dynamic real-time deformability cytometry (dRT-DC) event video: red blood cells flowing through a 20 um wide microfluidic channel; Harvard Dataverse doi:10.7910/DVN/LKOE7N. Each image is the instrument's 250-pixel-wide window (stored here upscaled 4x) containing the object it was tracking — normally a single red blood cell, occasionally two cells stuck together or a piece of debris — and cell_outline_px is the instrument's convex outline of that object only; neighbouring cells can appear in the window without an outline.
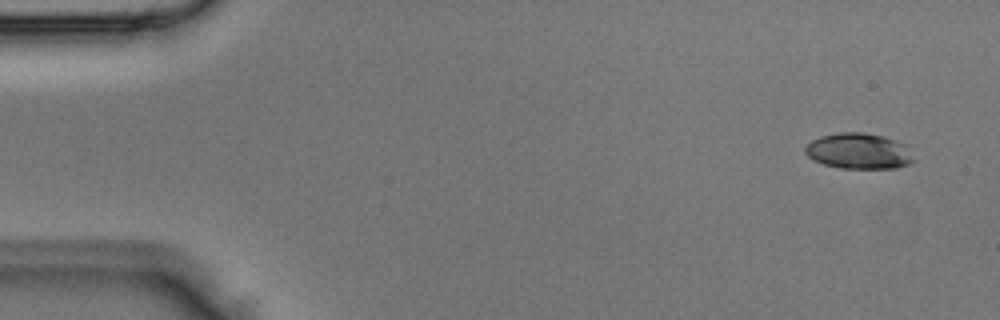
{"species": "Egyptian fruit bat (a non-hibernating species)", "species_latin": "Rousettus aegyptiacus", "temperature_condition": "room temperature", "stored_images_in_passage": 5, "camera_frame_rate_fps": 3000, "um_per_image_px": 0.085, "animal": {"sex": "male"}, "frame": {"image": 1, "passage_image": 1, "time_ms": 0.0, "image_size_px": [1000, 320], "cell_outline_px": [[916, 160], [908, 164], [896, 168], [840, 168], [824, 164], [812, 160], [804, 152], [804, 148], [812, 140], [820, 136], [840, 132], [864, 132], [884, 136], [896, 140], [904, 144]], "centroid_in_image_um": [72.98, 12.84], "position_along_channel_um": 12.0, "area_um2": 22.72}}
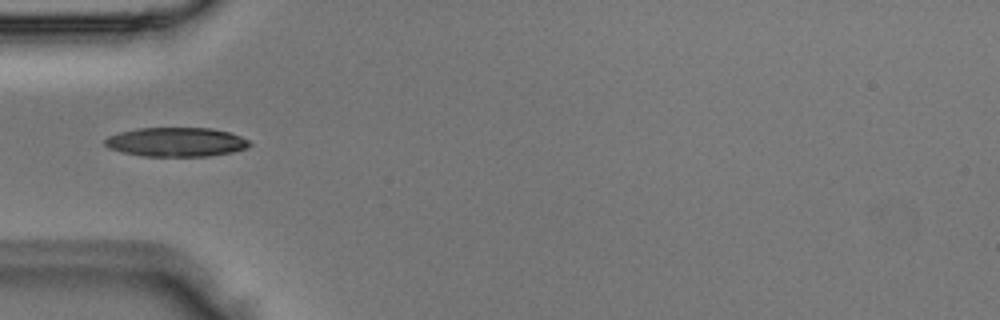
{"frame": {"image": 2, "passage_image": 4, "time_ms": 1.0, "image_size_px": [1000, 320], "cell_outline_px": [[252, 144], [248, 148], [232, 152], [208, 156], [144, 156], [124, 152], [108, 148], [104, 144], [104, 140], [108, 136], [120, 132], [136, 128], [212, 128], [228, 132], [240, 136], [248, 140]], "centroid_in_image_um": [14.98, 12.07], "position_along_channel_um": 70.0, "area_um2": 24.57}}
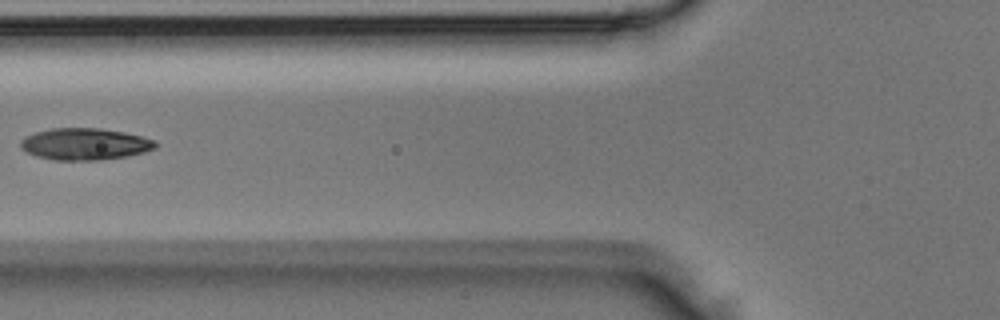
{"frame": {"image": 3, "passage_image": 5, "time_ms": 1.333, "image_size_px": [1000, 320], "cell_outline_px": [[160, 144], [156, 148], [144, 152], [128, 156], [100, 160], [52, 160], [36, 156], [24, 152], [20, 148], [20, 140], [24, 136], [36, 132], [52, 128], [100, 128], [124, 132], [144, 136], [156, 140]], "centroid_in_image_um": [7.23, 12.24], "position_along_channel_um": 118.6, "area_um2": 25.43}}